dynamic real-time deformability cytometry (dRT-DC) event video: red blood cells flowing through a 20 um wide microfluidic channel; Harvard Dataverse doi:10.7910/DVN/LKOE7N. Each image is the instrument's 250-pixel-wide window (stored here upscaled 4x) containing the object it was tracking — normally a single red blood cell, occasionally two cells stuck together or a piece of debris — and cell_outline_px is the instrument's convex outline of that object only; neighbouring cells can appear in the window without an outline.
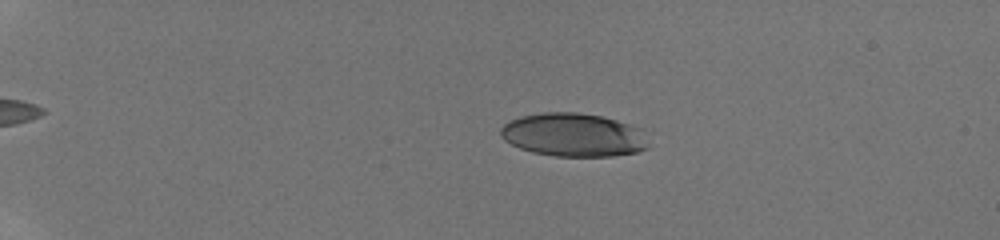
{"species": "human", "species_latin": "Homo sapiens", "temperature_condition": "room temperature", "stored_images_in_passage": 13, "camera_frame_rate_fps": 3000, "um_per_image_px": 0.085, "donor": {"sex": "male"}, "frame": {"image": 1, "passage_image": 6, "time_ms": 4.0, "image_size_px": [1000, 240], "cell_outline_px": [[652, 144], [648, 148], [636, 152], [612, 156], [556, 156], [532, 152], [520, 148], [504, 140], [500, 136], [500, 128], [508, 120], [520, 116], [540, 112], [576, 112], [600, 116], [616, 120], [644, 128]], "centroid_in_image_um": [48.8, 11.46], "position_along_channel_um": 36.2, "area_um2": 38.03}}
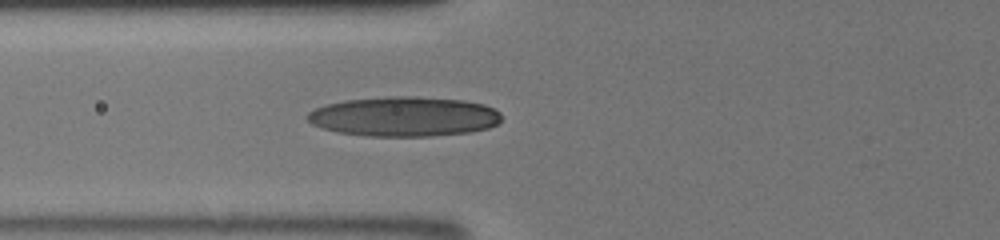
{"frame": {"image": 2, "passage_image": 13, "time_ms": 7.667, "image_size_px": [1000, 240], "cell_outline_px": [[500, 120], [496, 124], [488, 128], [472, 132], [428, 136], [368, 136], [336, 132], [320, 128], [312, 124], [304, 116], [308, 112], [316, 108], [328, 104], [344, 100], [388, 96], [412, 96], [464, 100], [484, 104], [496, 108], [500, 112]], "centroid_in_image_um": [34.33, 9.9], "position_along_channel_um": 91.5, "area_um2": 45.26}}